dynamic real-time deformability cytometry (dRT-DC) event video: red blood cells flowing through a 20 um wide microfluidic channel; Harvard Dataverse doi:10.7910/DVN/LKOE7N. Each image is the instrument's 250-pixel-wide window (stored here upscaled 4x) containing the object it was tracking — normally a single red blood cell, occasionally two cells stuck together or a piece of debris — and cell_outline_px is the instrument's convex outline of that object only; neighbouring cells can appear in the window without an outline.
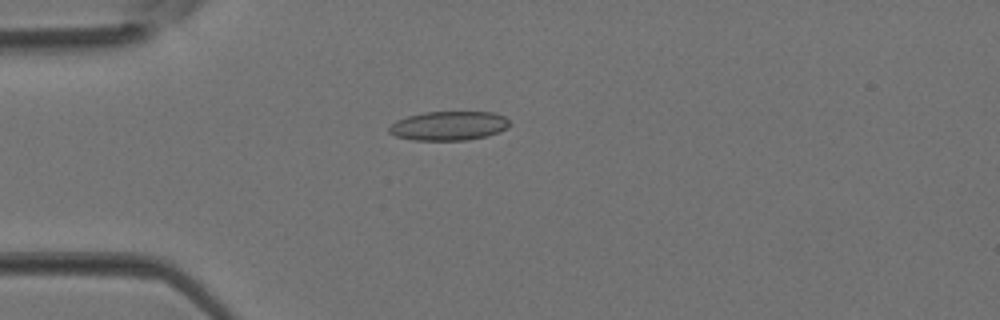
{"species": "Egyptian fruit bat (a non-hibernating species)", "species_latin": "Rousettus aegyptiacus", "temperature_condition": "room temperature", "stored_images_in_passage": 2, "camera_frame_rate_fps": 3000, "um_per_image_px": 0.085, "animal": {"sex": "female"}, "frame": {"image": 1, "passage_image": 2, "time_ms": 0.333, "image_size_px": [1000, 320], "cell_outline_px": [[508, 128], [500, 132], [488, 136], [468, 140], [412, 140], [396, 136], [388, 132], [388, 128], [396, 120], [408, 116], [424, 112], [496, 112], [504, 116], [508, 120]], "centroid_in_image_um": [38.16, 10.69], "position_along_channel_um": 46.8, "area_um2": 20.58}}